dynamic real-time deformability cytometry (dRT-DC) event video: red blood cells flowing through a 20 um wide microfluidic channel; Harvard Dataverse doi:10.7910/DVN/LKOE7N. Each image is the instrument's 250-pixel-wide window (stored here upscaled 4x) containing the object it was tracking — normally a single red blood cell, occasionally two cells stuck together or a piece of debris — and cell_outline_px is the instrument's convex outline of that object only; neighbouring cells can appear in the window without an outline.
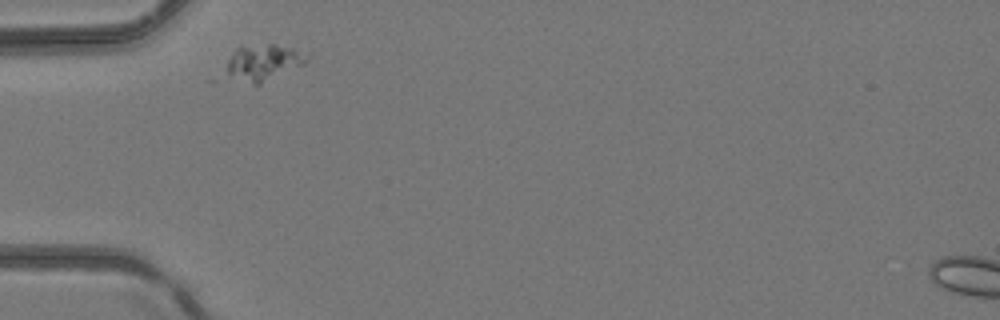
{"species": "common noctule bat (a hibernating species)", "species_latin": "Nyctalus noctula", "temperature_condition": "room temperature", "stored_images_in_passage": 1, "camera_frame_rate_fps": 3000, "um_per_image_px": 0.085, "animal": {"sex": "female", "body_mass_g": 24.6, "forearm_length_mm": 56.2}, "frame": {"image": 1, "passage_image": 1, "time_ms": 0.0, "image_size_px": [1000, 320], "cell_outline_px": [[308, 60], [304, 64], [260, 84], [252, 84], [228, 72], [228, 60], [232, 52], [240, 44], [276, 44], [308, 52]], "centroid_in_image_um": [22.45, 5.24], "position_along_channel_um": 62.5, "area_um2": 16.76}}